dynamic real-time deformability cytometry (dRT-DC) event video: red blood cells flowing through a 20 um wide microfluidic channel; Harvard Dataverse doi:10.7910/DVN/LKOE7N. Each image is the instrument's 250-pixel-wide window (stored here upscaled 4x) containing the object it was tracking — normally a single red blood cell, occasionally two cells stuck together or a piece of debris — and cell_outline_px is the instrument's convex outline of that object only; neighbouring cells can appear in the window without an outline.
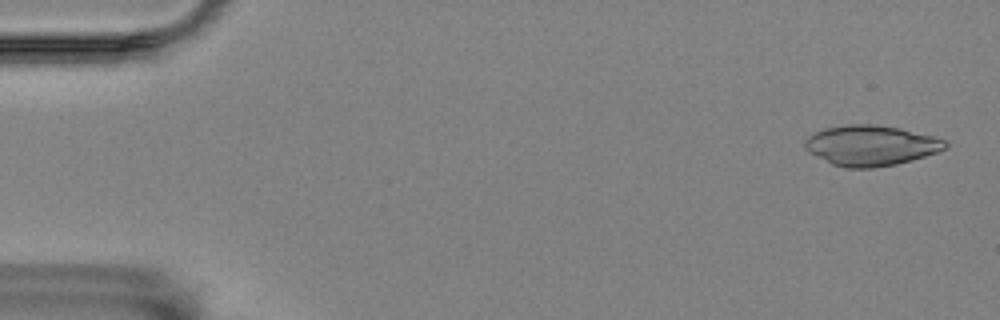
{"species": "Egyptian fruit bat (a non-hibernating species)", "species_latin": "Rousettus aegyptiacus", "temperature_condition": "room temperature", "stored_images_in_passage": 5, "camera_frame_rate_fps": 3000, "um_per_image_px": 0.085, "animal": {"sex": "female"}, "frame": {"image": 1, "passage_image": 1, "time_ms": 0.0, "image_size_px": [1000, 320], "cell_outline_px": [[948, 148], [912, 160], [896, 164], [872, 168], [844, 168], [832, 164], [808, 152], [804, 148], [804, 140], [808, 136], [824, 128], [844, 124], [872, 124], [900, 128], [948, 140]], "centroid_in_image_um": [74.01, 12.36], "position_along_channel_um": 11.0, "area_um2": 33.18}}
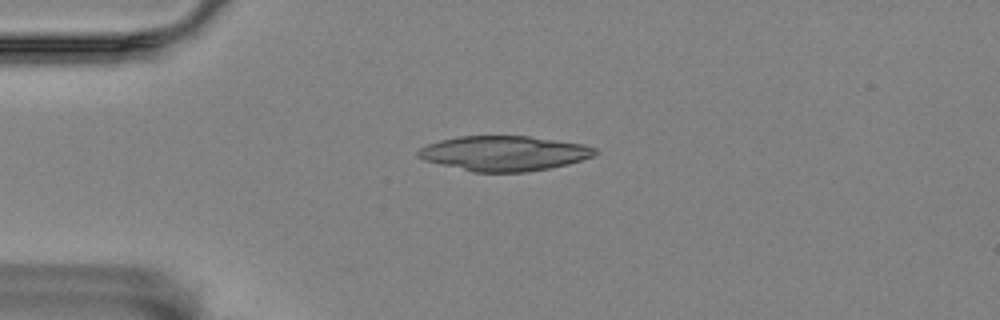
{"frame": {"image": 2, "passage_image": 4, "time_ms": 1.0, "image_size_px": [1000, 320], "cell_outline_px": [[596, 152], [592, 156], [568, 164], [528, 172], [472, 172], [424, 160], [416, 156], [416, 152], [420, 148], [428, 144], [440, 140], [460, 136], [528, 136], [584, 144], [596, 148]], "centroid_in_image_um": [42.81, 13.03], "position_along_channel_um": 42.2, "area_um2": 35.89}}